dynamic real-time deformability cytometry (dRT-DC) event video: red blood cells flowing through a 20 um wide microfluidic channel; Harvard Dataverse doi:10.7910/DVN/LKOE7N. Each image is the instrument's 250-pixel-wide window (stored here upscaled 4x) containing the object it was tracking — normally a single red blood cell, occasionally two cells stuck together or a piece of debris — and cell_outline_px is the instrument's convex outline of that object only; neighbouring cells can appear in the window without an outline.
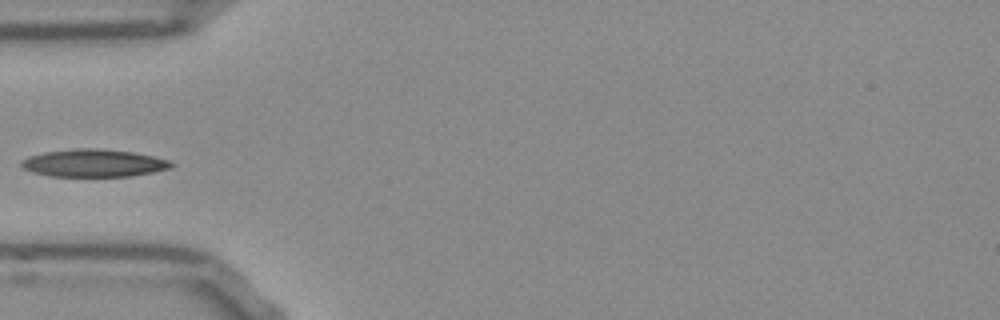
{"species": "Egyptian fruit bat (a non-hibernating species)", "species_latin": "Rousettus aegyptiacus", "temperature_condition": "room temperature", "stored_images_in_passage": 37, "camera_frame_rate_fps": 3000, "um_per_image_px": 0.085, "frame": {"image": 1, "passage_image": 1, "time_ms": 0.0, "image_size_px": [1000, 320], "cell_outline_px": [[176, 164], [172, 168], [152, 172], [128, 176], [52, 176], [32, 172], [24, 168], [20, 164], [20, 160], [28, 156], [44, 152], [76, 148], [96, 148], [132, 152], [152, 156], [168, 160]], "centroid_in_image_um": [7.95, 13.86], "position_along_channel_um": 77.0, "area_um2": 24.04}}
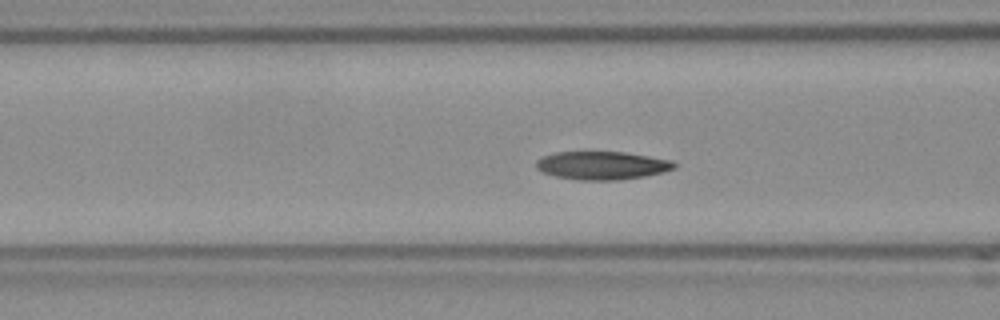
{"frame": {"image": 2, "passage_image": 4, "time_ms": 1.0, "image_size_px": [1000, 320], "cell_outline_px": [[676, 168], [664, 172], [644, 176], [620, 180], [576, 180], [556, 176], [540, 172], [536, 168], [536, 160], [544, 156], [556, 152], [624, 152], [672, 160], [676, 164]], "centroid_in_image_um": [51.17, 14.07], "position_along_channel_um": 115.4, "area_um2": 22.77}}
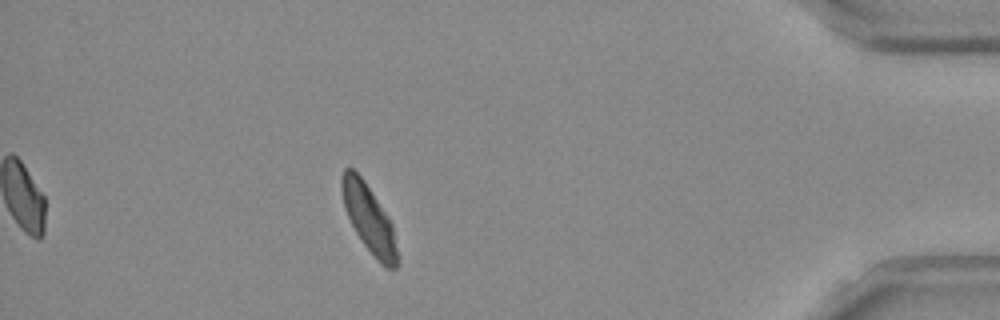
{"frame": {"image": 3, "passage_image": 31, "time_ms": 10.0, "image_size_px": [1000, 320], "cell_outline_px": [[400, 264], [396, 268], [384, 268], [380, 264], [364, 244], [356, 232], [344, 208], [340, 188], [340, 176], [344, 168], [352, 168], [364, 180], [388, 216], [392, 224]], "centroid_in_image_um": [31.36, 18.6], "position_along_channel_um": 403.8, "area_um2": 21.96}}